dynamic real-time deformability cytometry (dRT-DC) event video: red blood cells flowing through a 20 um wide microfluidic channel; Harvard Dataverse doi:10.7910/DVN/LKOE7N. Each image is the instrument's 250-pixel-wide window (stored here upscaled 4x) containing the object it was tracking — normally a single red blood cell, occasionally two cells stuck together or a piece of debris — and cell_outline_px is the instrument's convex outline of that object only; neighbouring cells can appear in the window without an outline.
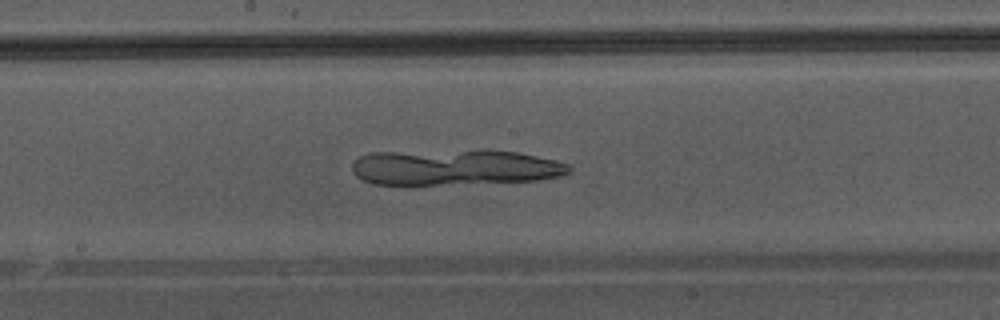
{"species": "Egyptian fruit bat (a non-hibernating species)", "species_latin": "Rousettus aegyptiacus", "temperature_condition": "warm", "stored_images_in_passage": 47, "camera_frame_rate_fps": 3000, "um_per_image_px": 0.085, "animal": {"sex": "male"}, "frame": {"image": 1, "passage_image": 27, "time_ms": 8.667, "image_size_px": [1000, 320], "cell_outline_px": [[572, 168], [568, 172], [560, 176], [540, 180], [436, 184], [372, 184], [356, 176], [352, 172], [352, 164], [360, 156], [372, 152], [516, 152], [536, 156], [568, 164]], "centroid_in_image_um": [38.62, 14.25], "position_along_channel_um": 209.6, "area_um2": 43.58}}